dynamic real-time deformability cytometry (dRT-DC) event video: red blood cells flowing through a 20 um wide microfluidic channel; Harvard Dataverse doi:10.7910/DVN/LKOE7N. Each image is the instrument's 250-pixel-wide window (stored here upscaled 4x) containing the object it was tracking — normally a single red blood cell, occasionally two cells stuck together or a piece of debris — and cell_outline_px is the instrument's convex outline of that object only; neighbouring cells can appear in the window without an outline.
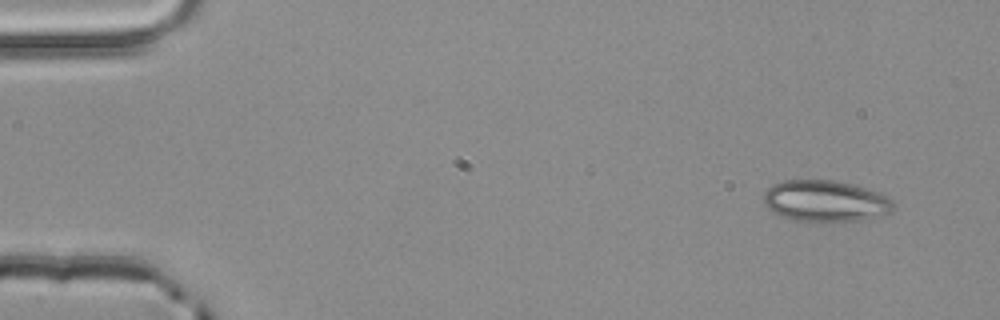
{"species": "common noctule bat (a hibernating species)", "species_latin": "Nyctalus noctula", "temperature_condition": "room temperature", "stored_images_in_passage": 4, "camera_frame_rate_fps": 3000, "um_per_image_px": 0.085, "animal": {"sex": "male", "body_mass_g": 20.4}, "frame": {"image": 1, "passage_image": 1, "time_ms": 0.0, "image_size_px": [1000, 320], "cell_outline_px": [[896, 208], [892, 212], [876, 216], [856, 220], [792, 220], [768, 208], [764, 204], [764, 192], [772, 184], [784, 180], [832, 180], [864, 188], [876, 192], [892, 200]], "centroid_in_image_um": [70.13, 17.07], "position_along_channel_um": 14.9, "area_um2": 30.46}}